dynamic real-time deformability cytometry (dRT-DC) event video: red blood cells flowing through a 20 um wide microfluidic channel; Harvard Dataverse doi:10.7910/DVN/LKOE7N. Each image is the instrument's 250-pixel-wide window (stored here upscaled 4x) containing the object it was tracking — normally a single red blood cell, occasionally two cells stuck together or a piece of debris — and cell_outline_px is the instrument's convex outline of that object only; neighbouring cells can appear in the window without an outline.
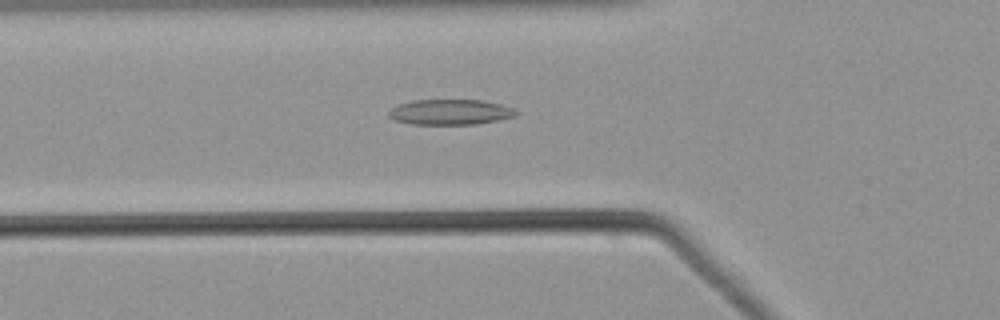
{"species": "common noctule bat (a hibernating species)", "species_latin": "Nyctalus noctula", "temperature_condition": "warm", "stored_images_in_passage": 37, "camera_frame_rate_fps": 3000, "um_per_image_px": 0.085, "animal": {"sex": "male", "body_mass_g": 21.5, "forearm_length_mm": 52.0}, "frame": {"image": 1, "passage_image": 3, "time_ms": 0.667, "image_size_px": [1000, 320], "cell_outline_px": [[520, 112], [516, 116], [500, 120], [476, 124], [412, 124], [396, 120], [388, 116], [388, 112], [396, 104], [412, 100], [480, 100], [500, 104], [512, 108]], "centroid_in_image_um": [38.28, 9.52], "position_along_channel_um": 87.5, "area_um2": 18.9}}
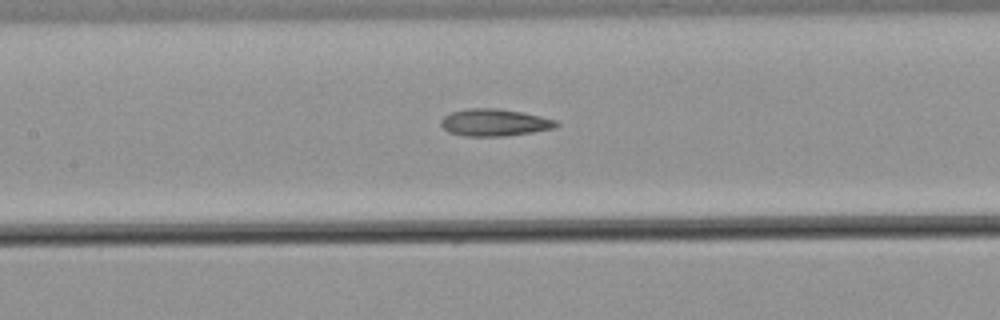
{"frame": {"image": 2, "passage_image": 9, "time_ms": 2.667, "image_size_px": [1000, 320], "cell_outline_px": [[560, 124], [556, 128], [532, 132], [504, 136], [464, 136], [448, 132], [440, 124], [440, 120], [444, 116], [452, 112], [468, 108], [500, 108], [524, 112], [556, 120]], "centroid_in_image_um": [42.04, 10.41], "position_along_channel_um": 165.4, "area_um2": 18.38}}
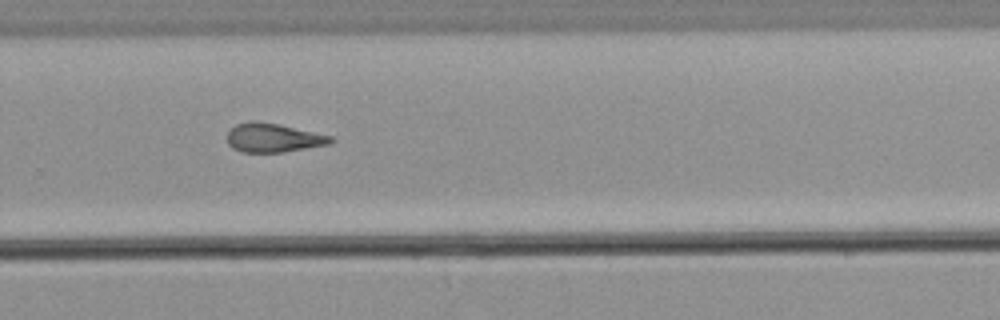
{"frame": {"image": 3, "passage_image": 20, "time_ms": 6.333, "image_size_px": [1000, 320], "cell_outline_px": [[336, 140], [328, 144], [280, 152], [240, 152], [232, 148], [228, 144], [228, 132], [236, 124], [248, 120], [256, 120], [280, 124], [332, 136]], "centroid_in_image_um": [23.2, 11.69], "position_along_channel_um": 306.6, "area_um2": 17.46}}